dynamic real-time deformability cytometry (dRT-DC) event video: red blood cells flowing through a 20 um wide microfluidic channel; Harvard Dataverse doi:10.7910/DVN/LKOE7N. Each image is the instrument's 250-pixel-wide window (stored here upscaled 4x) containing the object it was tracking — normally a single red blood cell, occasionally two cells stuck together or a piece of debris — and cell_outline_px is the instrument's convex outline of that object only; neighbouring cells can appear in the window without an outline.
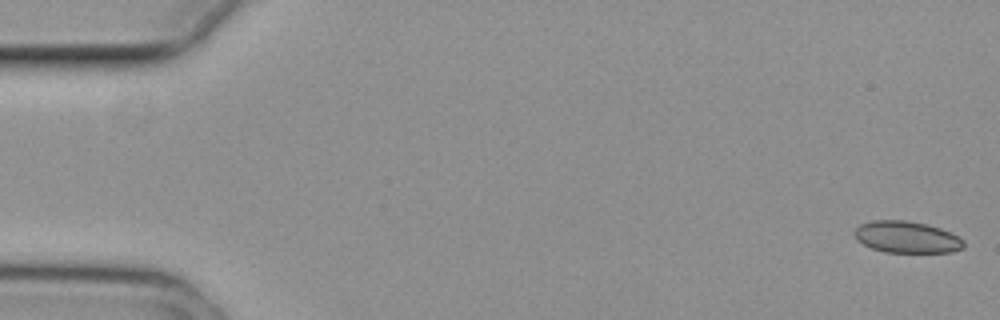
{"species": "common noctule bat (a hibernating species)", "species_latin": "Nyctalus noctula", "temperature_condition": "cold", "stored_images_in_passage": 55, "camera_frame_rate_fps": 3000, "um_per_image_px": 0.085, "animal": {"sex": "female", "body_mass_g": 29.2, "forearm_length_mm": 56.3}, "frame": {"image": 1, "passage_image": 1, "time_ms": 0.0, "image_size_px": [1000, 320], "cell_outline_px": [[964, 248], [952, 252], [884, 252], [872, 248], [856, 240], [856, 228], [860, 224], [872, 220], [908, 220], [940, 228], [964, 240]], "centroid_in_image_um": [77.07, 20.15], "position_along_channel_um": 7.9, "area_um2": 20.0}}
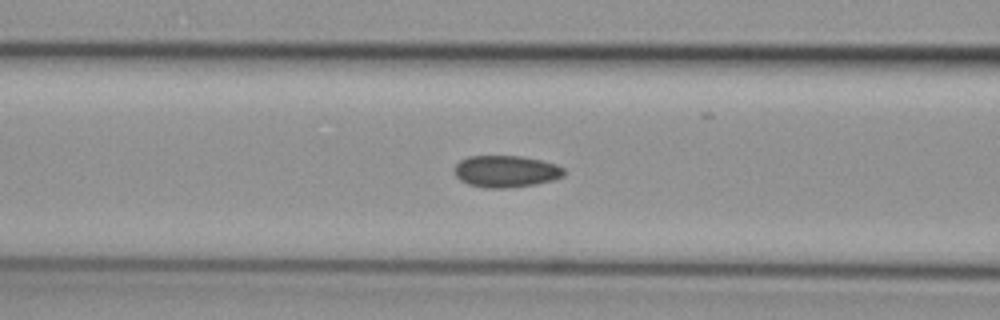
{"frame": {"image": 2, "passage_image": 22, "time_ms": 7.0, "image_size_px": [1000, 320], "cell_outline_px": [[564, 176], [552, 180], [536, 184], [508, 188], [484, 188], [468, 184], [460, 180], [452, 172], [452, 168], [460, 160], [468, 156], [520, 156], [540, 160], [556, 164], [564, 168]], "centroid_in_image_um": [42.96, 14.57], "position_along_channel_um": 123.6, "area_um2": 20.52}}
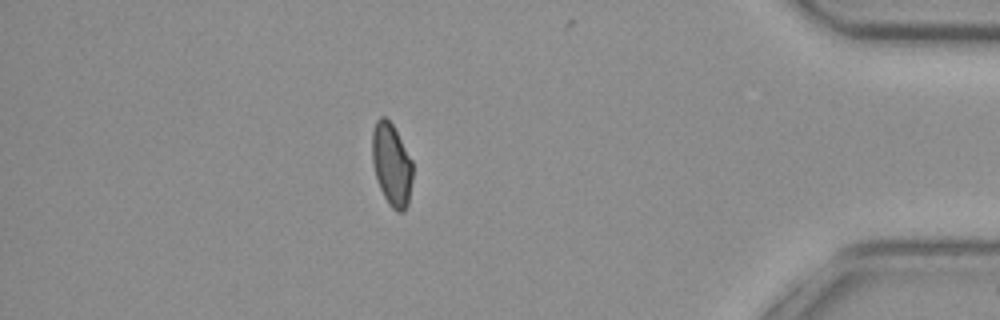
{"frame": {"image": 3, "passage_image": 48, "time_ms": 15.667, "image_size_px": [1000, 320], "cell_outline_px": [[412, 180], [408, 204], [404, 212], [396, 212], [388, 204], [380, 188], [376, 176], [372, 160], [372, 132], [376, 120], [380, 116], [384, 116], [392, 124], [412, 160]], "centroid_in_image_um": [33.28, 14.0], "position_along_channel_um": 401.9, "area_um2": 19.42}, "authors_computed_cell_mechanics": {"area_um2": 20.3456, "velocity_mm_per_s": 3.7282, "shape_relaxation_time_tau1_ms": null, "shape_relaxation_time_tau2_ms": 2.0609, "deformation_change_tau1": null, "deformation_change_tau2": 0.0655}}